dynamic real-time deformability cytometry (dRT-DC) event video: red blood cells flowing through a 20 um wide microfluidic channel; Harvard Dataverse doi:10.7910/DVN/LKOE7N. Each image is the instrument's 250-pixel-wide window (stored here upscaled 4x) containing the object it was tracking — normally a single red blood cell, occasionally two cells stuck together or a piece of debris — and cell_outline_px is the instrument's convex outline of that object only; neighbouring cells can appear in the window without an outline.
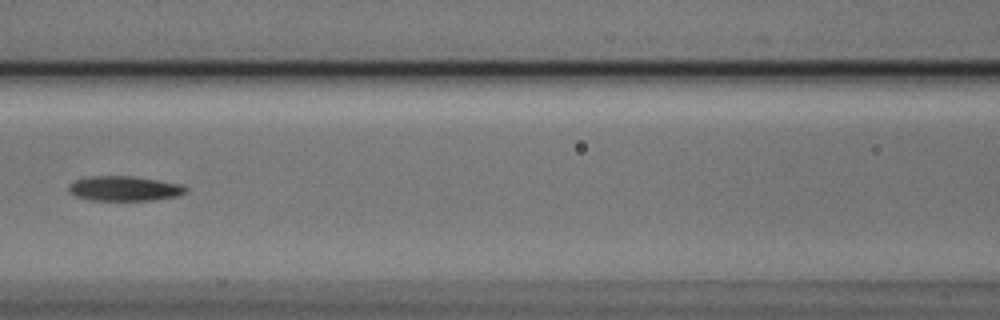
{"species": "Egyptian fruit bat (a non-hibernating species)", "species_latin": "Rousettus aegyptiacus", "temperature_condition": "cold", "stored_images_in_passage": 7, "camera_frame_rate_fps": 3000, "um_per_image_px": 0.085, "animal": {"sex": "male"}, "frame": {"image": 1, "passage_image": 6, "time_ms": 1.667, "image_size_px": [1000, 320], "cell_outline_px": [[188, 188], [184, 192], [176, 196], [152, 200], [92, 200], [76, 196], [68, 192], [68, 184], [76, 180], [88, 176], [132, 176], [180, 184]], "centroid_in_image_um": [10.51, 16.02], "position_along_channel_um": 156.1, "area_um2": 16.76}}
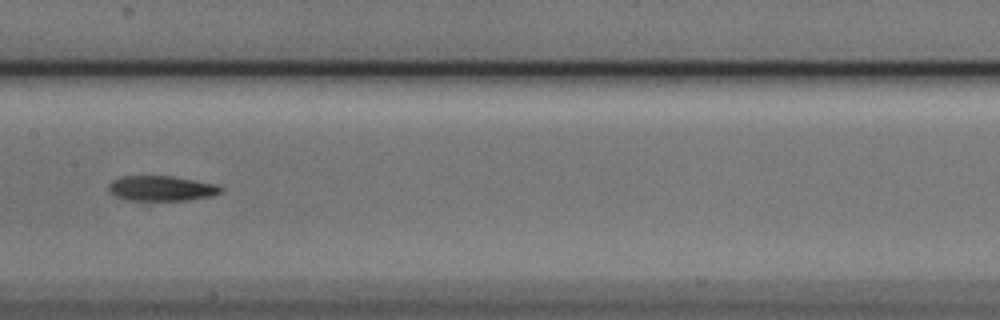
{"frame": {"image": 2, "passage_image": 7, "time_ms": 2.0, "image_size_px": [1000, 320], "cell_outline_px": [[224, 188], [220, 192], [212, 196], [188, 200], [128, 200], [116, 196], [108, 188], [108, 184], [112, 180], [124, 176], [172, 176], [216, 184]], "centroid_in_image_um": [13.74, 16.01], "position_along_channel_um": 193.7, "area_um2": 16.3}}